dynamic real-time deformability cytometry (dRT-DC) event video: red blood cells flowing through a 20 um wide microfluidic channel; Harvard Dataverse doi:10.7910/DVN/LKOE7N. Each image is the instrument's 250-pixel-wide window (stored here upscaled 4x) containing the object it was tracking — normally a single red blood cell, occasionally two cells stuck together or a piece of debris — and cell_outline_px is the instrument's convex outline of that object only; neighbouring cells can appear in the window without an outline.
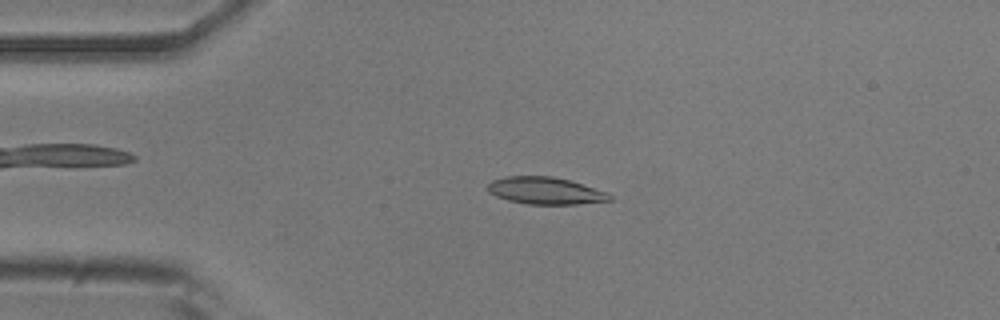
{"species": "common noctule bat (a hibernating species)", "species_latin": "Nyctalus noctula", "temperature_condition": "room temperature", "stored_images_in_passage": 52, "camera_frame_rate_fps": 3000, "um_per_image_px": 0.085, "animal": {"sex": "male", "body_mass_g": 20.5, "forearm_length_mm": 52.5}, "frame": {"image": 1, "passage_image": 11, "time_ms": 3.333, "image_size_px": [1000, 320], "cell_outline_px": [[612, 200], [576, 204], [528, 204], [508, 200], [496, 196], [488, 192], [488, 184], [492, 180], [504, 176], [552, 176], [568, 180], [608, 192], [612, 196]], "centroid_in_image_um": [46.34, 16.21], "position_along_channel_um": 38.7, "area_um2": 19.19}}
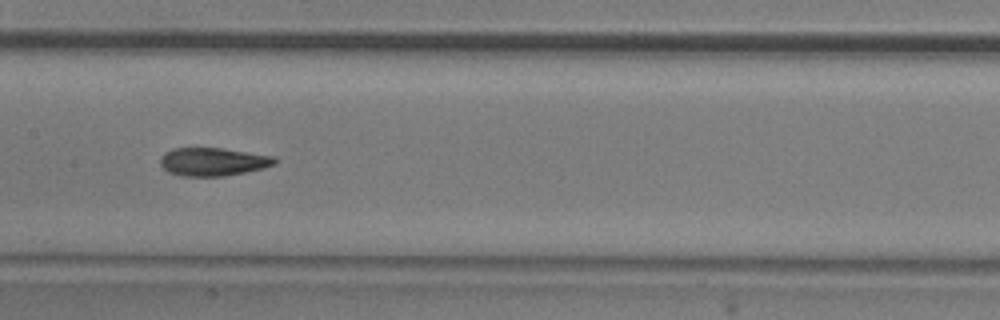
{"frame": {"image": 2, "passage_image": 25, "time_ms": 8.0, "image_size_px": [1000, 320], "cell_outline_px": [[280, 160], [276, 164], [264, 168], [224, 176], [180, 176], [168, 172], [160, 164], [160, 156], [164, 152], [172, 148], [224, 148], [276, 156]], "centroid_in_image_um": [18.14, 13.74], "position_along_channel_um": 189.3, "area_um2": 19.13}}
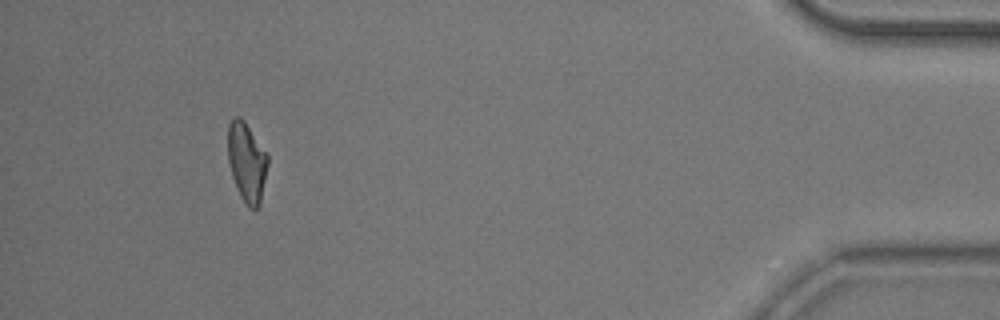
{"frame": {"image": 3, "passage_image": 48, "time_ms": 15.667, "image_size_px": [1000, 320], "cell_outline_px": [[268, 164], [260, 204], [256, 208], [248, 208], [240, 196], [236, 188], [232, 176], [228, 160], [228, 124], [236, 116], [240, 116], [244, 120], [268, 156]], "centroid_in_image_um": [20.96, 13.79], "position_along_channel_um": 414.2, "area_um2": 18.32}, "authors_computed_cell_mechanics": {"area_um2": 18.9006, "velocity_mm_per_s": 3.8029, "shape_relaxation_time_tau1_ms": 5.3161, "shape_relaxation_time_tau2_ms": 2.6646, "deformation_change_tau1": 0.1787, "deformation_change_tau2": 0.0944}}